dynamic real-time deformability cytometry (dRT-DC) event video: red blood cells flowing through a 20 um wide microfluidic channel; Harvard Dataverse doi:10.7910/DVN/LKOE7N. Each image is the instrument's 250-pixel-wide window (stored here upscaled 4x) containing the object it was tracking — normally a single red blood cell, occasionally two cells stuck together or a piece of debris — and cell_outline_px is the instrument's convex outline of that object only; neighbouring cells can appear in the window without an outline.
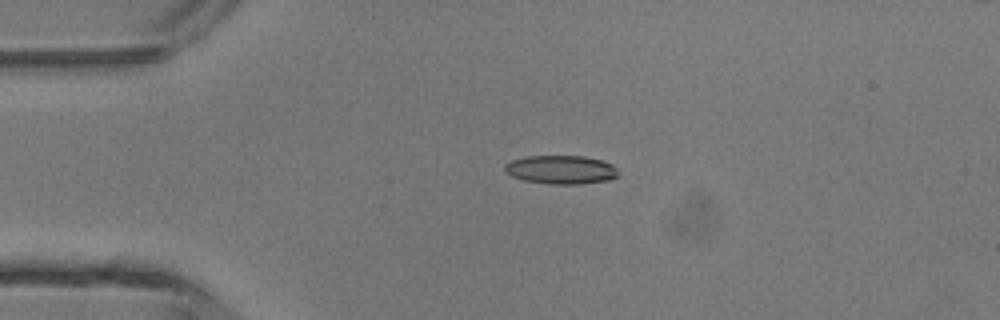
{"species": "common noctule bat (a hibernating species)", "species_latin": "Nyctalus noctula", "temperature_condition": "room temperature", "stored_images_in_passage": 5, "camera_frame_rate_fps": 3000, "um_per_image_px": 0.085, "animal": {"sex": "male", "body_mass_g": 13.3}, "frame": {"image": 1, "passage_image": 4, "time_ms": 1.0, "image_size_px": [1000, 320], "cell_outline_px": [[620, 176], [608, 180], [580, 184], [548, 184], [524, 180], [512, 176], [504, 172], [504, 164], [512, 160], [524, 156], [584, 156], [604, 160], [612, 164], [616, 168]], "centroid_in_image_um": [47.69, 14.42], "position_along_channel_um": 37.3, "area_um2": 19.19}}